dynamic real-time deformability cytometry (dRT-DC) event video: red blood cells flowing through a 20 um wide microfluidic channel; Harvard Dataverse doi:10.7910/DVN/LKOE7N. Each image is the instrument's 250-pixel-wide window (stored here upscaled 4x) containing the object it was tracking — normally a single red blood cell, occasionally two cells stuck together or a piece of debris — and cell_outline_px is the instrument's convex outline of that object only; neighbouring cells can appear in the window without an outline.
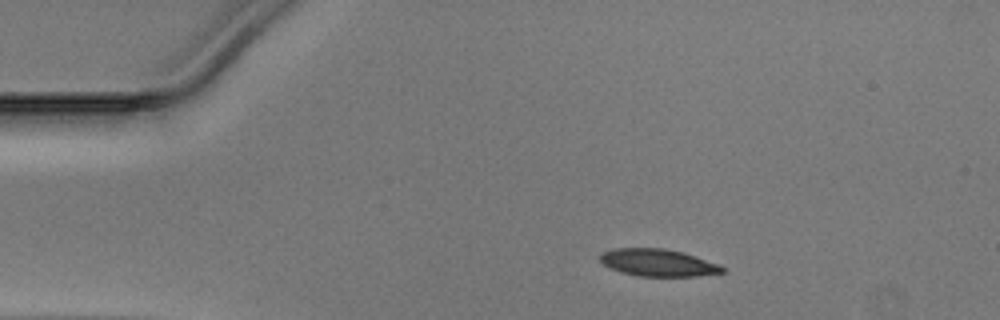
{"species": "Egyptian fruit bat (a non-hibernating species)", "species_latin": "Rousettus aegyptiacus", "temperature_condition": "warm", "stored_images_in_passage": 35, "camera_frame_rate_fps": 3000, "um_per_image_px": 0.085, "animal": {"sex": "male"}, "frame": {"image": 1, "passage_image": 1, "time_ms": 0.0, "image_size_px": [1000, 320], "cell_outline_px": [[724, 272], [696, 276], [636, 276], [620, 272], [608, 268], [600, 260], [600, 252], [612, 248], [664, 248], [684, 252], [720, 264], [724, 268]], "centroid_in_image_um": [55.9, 22.32], "position_along_channel_um": 29.1, "area_um2": 19.65}}
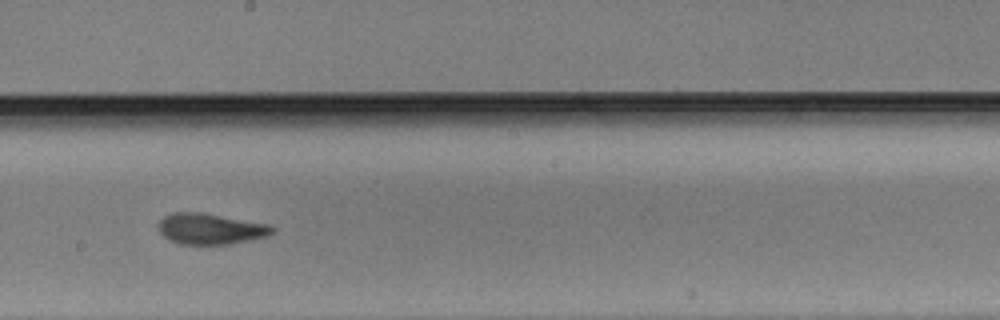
{"frame": {"image": 2, "passage_image": 20, "time_ms": 6.333, "image_size_px": [1000, 320], "cell_outline_px": [[276, 228], [268, 236], [252, 240], [232, 244], [180, 244], [168, 240], [160, 232], [156, 224], [164, 216], [172, 212], [200, 212], [268, 224]], "centroid_in_image_um": [17.87, 19.45], "position_along_channel_um": 230.3, "area_um2": 20.63}}
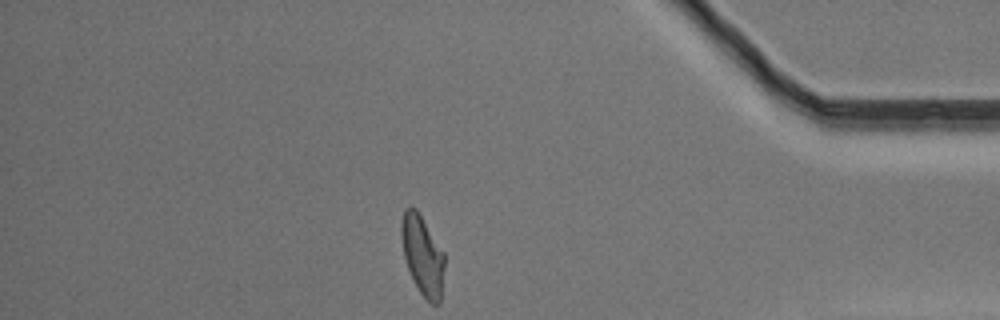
{"frame": {"image": 3, "passage_image": 35, "time_ms": 11.333, "image_size_px": [1000, 320], "cell_outline_px": [[444, 268], [440, 304], [432, 304], [420, 292], [412, 280], [404, 256], [400, 236], [400, 224], [404, 208], [412, 204], [416, 208], [444, 252]], "centroid_in_image_um": [35.89, 21.66], "position_along_channel_um": 399.3, "area_um2": 20.17}}